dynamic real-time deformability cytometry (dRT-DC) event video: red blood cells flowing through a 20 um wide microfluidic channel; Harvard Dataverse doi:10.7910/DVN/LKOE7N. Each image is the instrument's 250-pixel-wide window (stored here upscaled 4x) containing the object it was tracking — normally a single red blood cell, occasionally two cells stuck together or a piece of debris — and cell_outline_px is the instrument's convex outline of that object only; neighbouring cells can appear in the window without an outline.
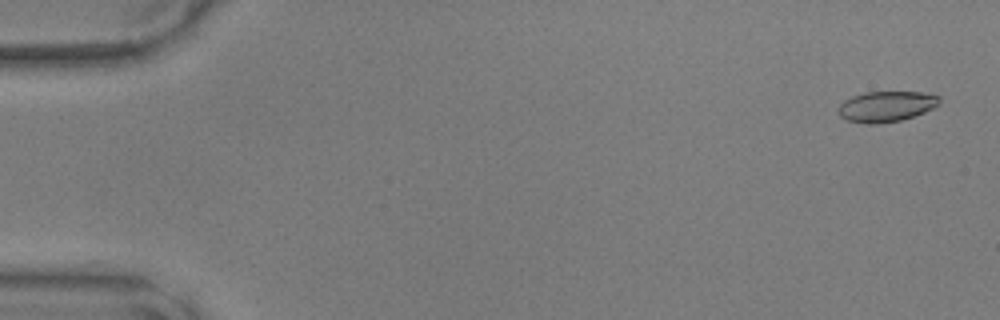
{"species": "common noctule bat (a hibernating species)", "species_latin": "Nyctalus noctula", "temperature_condition": "warm", "stored_images_in_passage": 49, "camera_frame_rate_fps": 3000, "um_per_image_px": 0.085, "animal": {"sex": "male", "body_mass_g": 17.9, "forearm_length_mm": 54.2}, "frame": {"image": 1, "passage_image": 2, "time_ms": 0.333, "image_size_px": [1000, 320], "cell_outline_px": [[940, 104], [924, 112], [900, 120], [876, 124], [868, 124], [848, 120], [840, 116], [836, 108], [844, 100], [852, 96], [864, 92], [924, 92], [940, 96]], "centroid_in_image_um": [75.31, 9.04], "position_along_channel_um": 9.7, "area_um2": 18.03}}
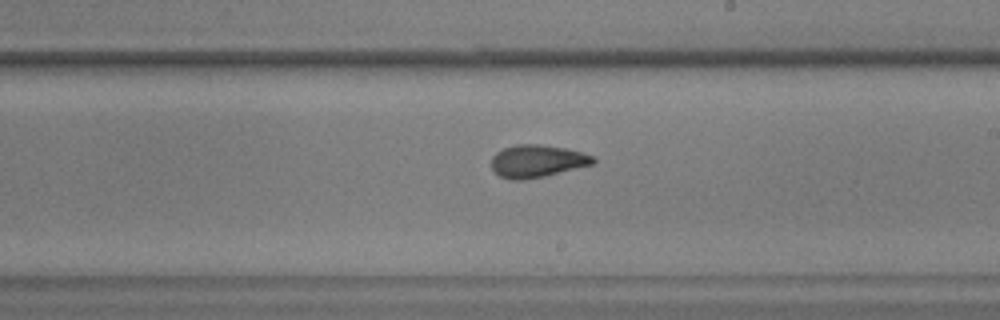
{"frame": {"image": 2, "passage_image": 29, "time_ms": 9.333, "image_size_px": [1000, 320], "cell_outline_px": [[596, 164], [544, 176], [524, 180], [512, 180], [500, 176], [492, 168], [492, 156], [496, 152], [504, 148], [516, 144], [540, 144], [564, 148], [580, 152], [592, 156], [596, 160]], "centroid_in_image_um": [45.66, 13.69], "position_along_channel_um": 243.3, "area_um2": 19.25}}
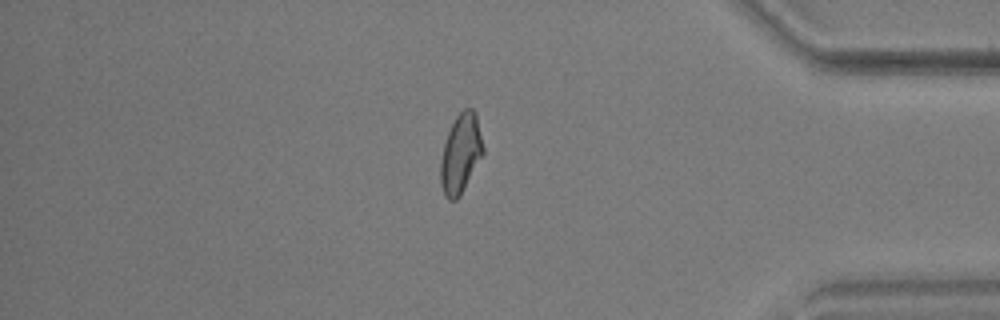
{"frame": {"image": 3, "passage_image": 42, "time_ms": 13.667, "image_size_px": [1000, 320], "cell_outline_px": [[484, 152], [460, 196], [456, 200], [448, 200], [444, 196], [440, 184], [440, 160], [444, 144], [448, 132], [456, 116], [464, 108], [472, 108], [476, 112], [484, 148]], "centroid_in_image_um": [39.15, 13.06], "position_along_channel_um": 396.1, "area_um2": 19.71}}